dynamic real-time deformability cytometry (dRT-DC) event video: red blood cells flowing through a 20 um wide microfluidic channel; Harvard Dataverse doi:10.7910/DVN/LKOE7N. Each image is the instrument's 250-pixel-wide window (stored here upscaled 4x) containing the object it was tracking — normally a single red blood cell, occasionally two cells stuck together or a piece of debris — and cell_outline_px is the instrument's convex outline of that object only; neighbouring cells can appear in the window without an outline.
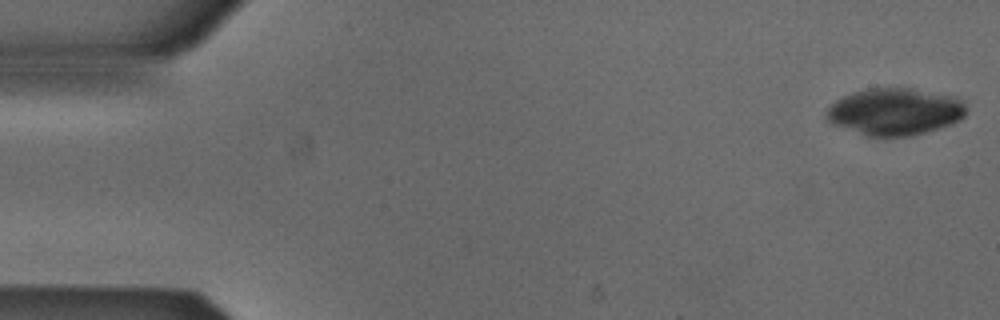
{"species": "Egyptian fruit bat (a non-hibernating species)", "species_latin": "Rousettus aegyptiacus", "temperature_condition": "cold", "stored_images_in_passage": 17, "camera_frame_rate_fps": 3000, "um_per_image_px": 0.085, "animal": {"sex": "male"}, "frame": {"image": 1, "passage_image": 1, "time_ms": 0.0, "image_size_px": [1000, 320], "cell_outline_px": [[968, 108], [964, 116], [960, 120], [952, 124], [912, 136], [868, 136], [832, 124], [828, 120], [828, 108], [836, 100], [852, 92], [868, 88], [912, 88], [956, 96], [964, 100]], "centroid_in_image_um": [76.14, 9.48], "position_along_channel_um": 8.9, "area_um2": 38.44}}